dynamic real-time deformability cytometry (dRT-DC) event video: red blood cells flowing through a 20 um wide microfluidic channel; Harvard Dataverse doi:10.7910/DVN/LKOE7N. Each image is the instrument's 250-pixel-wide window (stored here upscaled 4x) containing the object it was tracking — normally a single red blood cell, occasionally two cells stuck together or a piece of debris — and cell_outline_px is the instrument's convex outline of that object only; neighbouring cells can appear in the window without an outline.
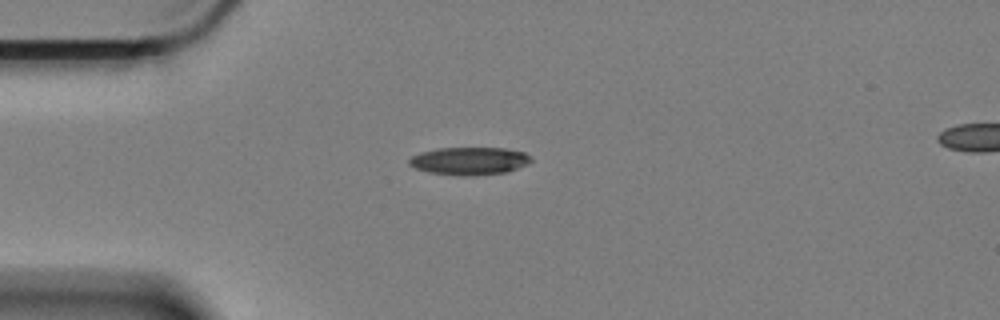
{"species": "Egyptian fruit bat (a non-hibernating species)", "species_latin": "Rousettus aegyptiacus", "temperature_condition": "cold", "stored_images_in_passage": 46, "camera_frame_rate_fps": 3000, "um_per_image_px": 0.085, "animal": {"sex": "female"}, "frame": {"image": 1, "passage_image": 1, "time_ms": 0.0, "image_size_px": [1000, 320], "cell_outline_px": [[532, 160], [528, 164], [508, 172], [472, 176], [464, 176], [428, 172], [416, 168], [408, 164], [408, 160], [412, 156], [420, 152], [436, 148], [504, 148], [524, 152], [532, 156]], "centroid_in_image_um": [39.92, 13.68], "position_along_channel_um": 45.1, "area_um2": 19.88}}
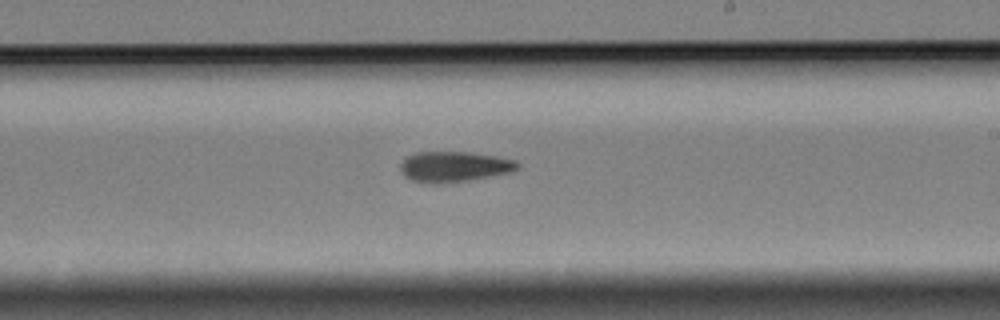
{"frame": {"image": 2, "passage_image": 21, "time_ms": 6.667, "image_size_px": [1000, 320], "cell_outline_px": [[520, 168], [508, 172], [468, 180], [436, 184], [412, 180], [404, 176], [400, 172], [400, 164], [408, 156], [416, 152], [468, 152], [516, 160], [520, 164]], "centroid_in_image_um": [38.57, 14.16], "position_along_channel_um": 250.4, "area_um2": 20.52}}
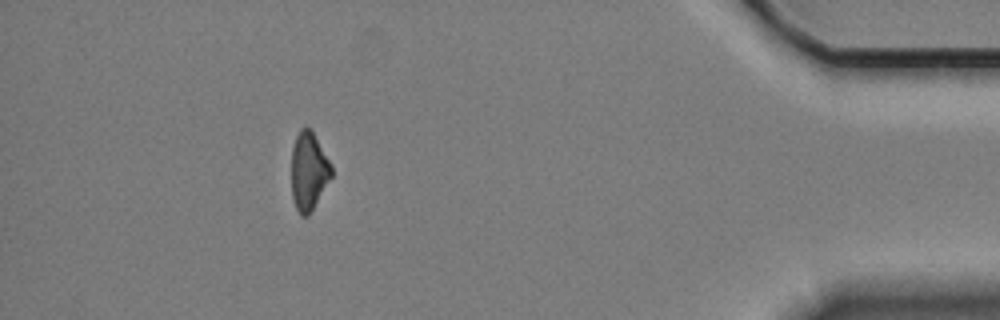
{"frame": {"image": 3, "passage_image": 40, "time_ms": 13.0, "image_size_px": [1000, 320], "cell_outline_px": [[332, 176], [308, 216], [300, 216], [296, 208], [292, 196], [292, 148], [296, 136], [300, 128], [312, 128], [332, 164]], "centroid_in_image_um": [26.25, 14.51], "position_along_channel_um": 408.9, "area_um2": 18.32}, "authors_computed_cell_mechanics": {"area_um2": 20.1722, "velocity_mm_per_s": 3.3274, "shape_relaxation_time_tau1_ms": 4.3841, "shape_relaxation_time_tau2_ms": null, "deformation_change_tau1": 0.1291, "deformation_change_tau2": null}}